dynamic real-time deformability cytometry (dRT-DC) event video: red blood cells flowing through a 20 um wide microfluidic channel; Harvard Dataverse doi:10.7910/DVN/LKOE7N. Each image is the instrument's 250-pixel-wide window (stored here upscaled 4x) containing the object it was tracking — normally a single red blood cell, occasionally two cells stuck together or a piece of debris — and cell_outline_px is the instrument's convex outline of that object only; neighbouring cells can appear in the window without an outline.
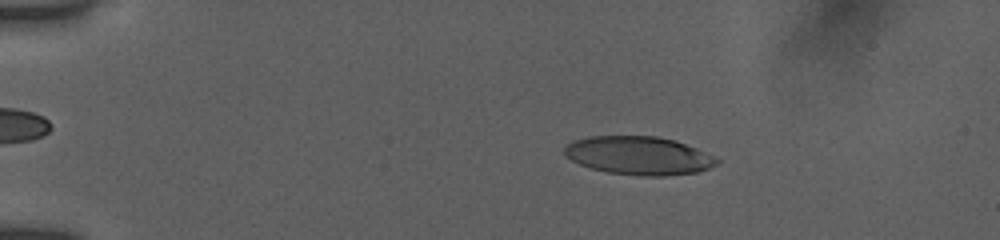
{"species": "human", "species_latin": "Homo sapiens", "temperature_condition": "room temperature", "stored_images_in_passage": 96, "camera_frame_rate_fps": 3000, "um_per_image_px": 0.085, "donor": {"sex": "female"}, "frame": {"image": 1, "passage_image": 14, "time_ms": 3.0, "image_size_px": [1000, 240], "cell_outline_px": [[720, 164], [696, 172], [664, 176], [644, 176], [608, 172], [592, 168], [580, 164], [564, 156], [564, 148], [568, 144], [576, 140], [588, 136], [656, 136], [676, 140], [716, 156], [720, 160]], "centroid_in_image_um": [54.33, 13.22], "position_along_channel_um": 30.7, "area_um2": 34.1}}
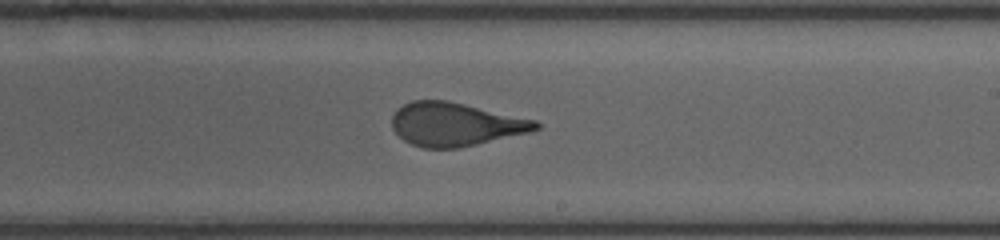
{"frame": {"image": 2, "passage_image": 58, "time_ms": 10.667, "image_size_px": [1000, 240], "cell_outline_px": [[540, 128], [528, 132], [476, 144], [456, 148], [424, 148], [412, 144], [404, 140], [392, 128], [392, 116], [396, 108], [412, 100], [448, 100], [536, 120], [540, 124]], "centroid_in_image_um": [38.67, 10.55], "position_along_channel_um": 250.3, "area_um2": 36.18}}
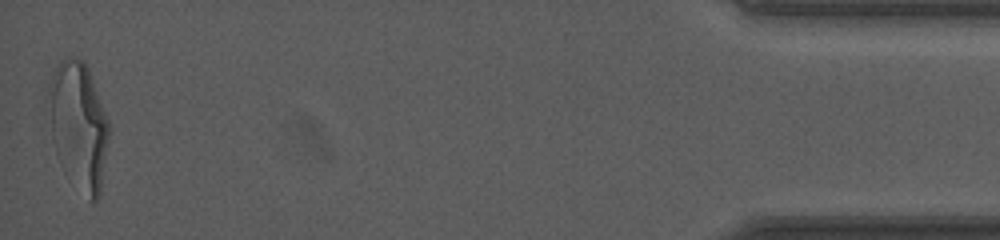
{"frame": {"image": 3, "passage_image": 95, "time_ms": 17.333, "image_size_px": [1000, 240], "cell_outline_px": [[108, 140], [100, 196], [96, 200], [92, 200], [56, 152], [52, 140], [44, 100], [48, 84], [60, 60], [68, 56], [84, 60], [88, 68], [108, 120]], "centroid_in_image_um": [6.63, 10.48], "position_along_channel_um": 428.6, "area_um2": 43.75}, "authors_computed_cell_mechanics": {"area_um2": 36.8186, "velocity_mm_per_s": 3.8781, "shape_relaxation_time_tau1_ms": 5.3223, "shape_relaxation_time_tau2_ms": 0.9991, "deformation_change_tau1": 0.2225, "deformation_change_tau2": 0.0971}}